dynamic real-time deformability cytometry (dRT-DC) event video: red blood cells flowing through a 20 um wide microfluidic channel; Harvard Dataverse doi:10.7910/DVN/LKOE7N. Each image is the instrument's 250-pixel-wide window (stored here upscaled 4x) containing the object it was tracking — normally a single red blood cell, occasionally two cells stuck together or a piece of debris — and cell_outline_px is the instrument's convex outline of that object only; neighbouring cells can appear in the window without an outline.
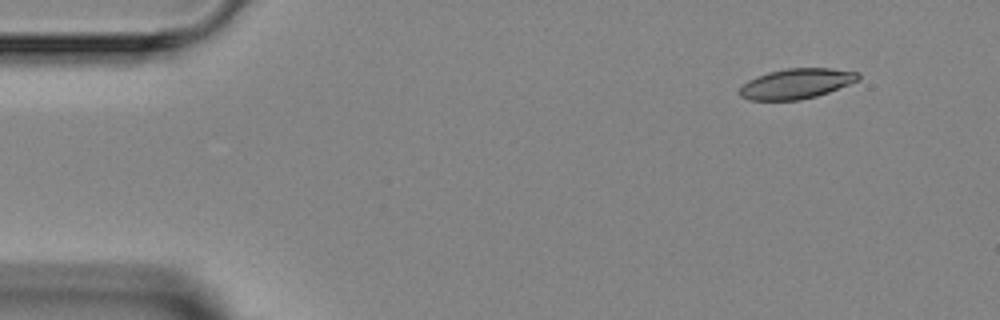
{"species": "Egyptian fruit bat (a non-hibernating species)", "species_latin": "Rousettus aegyptiacus", "temperature_condition": "room temperature", "stored_images_in_passage": 4, "camera_frame_rate_fps": 3000, "um_per_image_px": 0.085, "animal": {"sex": "female"}, "frame": {"image": 1, "passage_image": 1, "time_ms": 0.0, "image_size_px": [1000, 320], "cell_outline_px": [[860, 80], [828, 92], [816, 96], [800, 100], [748, 100], [740, 96], [736, 92], [748, 80], [756, 76], [768, 72], [788, 68], [832, 68], [860, 72]], "centroid_in_image_um": [67.69, 7.11], "position_along_channel_um": 17.3, "area_um2": 21.04}}